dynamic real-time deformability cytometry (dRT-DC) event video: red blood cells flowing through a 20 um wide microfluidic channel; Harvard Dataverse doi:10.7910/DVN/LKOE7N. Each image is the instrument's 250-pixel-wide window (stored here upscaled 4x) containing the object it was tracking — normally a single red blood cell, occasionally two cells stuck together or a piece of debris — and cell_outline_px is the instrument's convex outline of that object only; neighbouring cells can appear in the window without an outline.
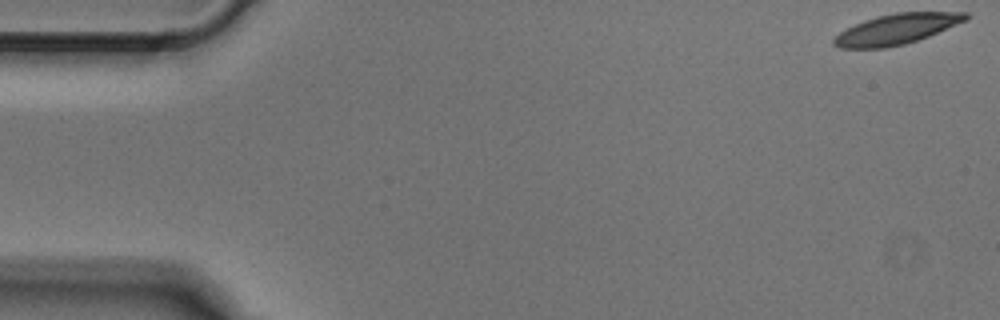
{"species": "Egyptian fruit bat (a non-hibernating species)", "species_latin": "Rousettus aegyptiacus", "temperature_condition": "cold", "stored_images_in_passage": 7, "camera_frame_rate_fps": 3000, "um_per_image_px": 0.085, "animal": {"sex": "male"}, "frame": {"image": 1, "passage_image": 1, "time_ms": 0.0, "image_size_px": [1000, 320], "cell_outline_px": [[972, 16], [968, 20], [928, 36], [904, 44], [884, 48], [840, 48], [832, 44], [832, 40], [840, 32], [864, 20], [896, 12], [968, 12]], "centroid_in_image_um": [76.25, 2.47], "position_along_channel_um": 8.8, "area_um2": 23.18}}
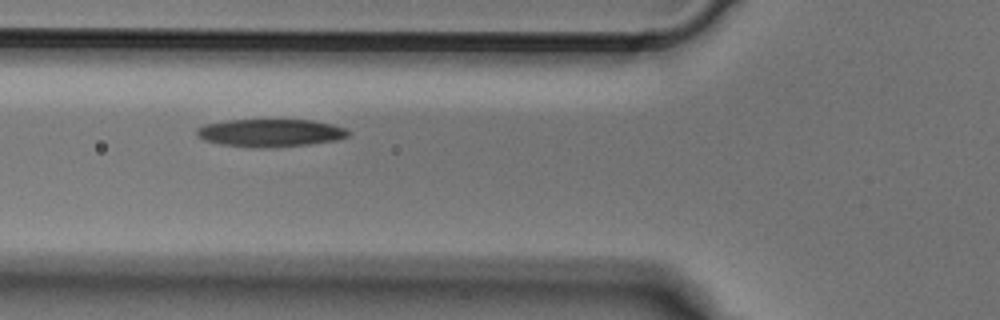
{"frame": {"image": 2, "passage_image": 6, "time_ms": 1.667, "image_size_px": [1000, 320], "cell_outline_px": [[352, 132], [348, 136], [340, 140], [308, 144], [272, 148], [252, 148], [220, 144], [204, 140], [196, 136], [196, 128], [204, 124], [228, 120], [312, 120], [332, 124], [348, 128]], "centroid_in_image_um": [23.0, 11.3], "position_along_channel_um": 102.8, "area_um2": 24.97}}
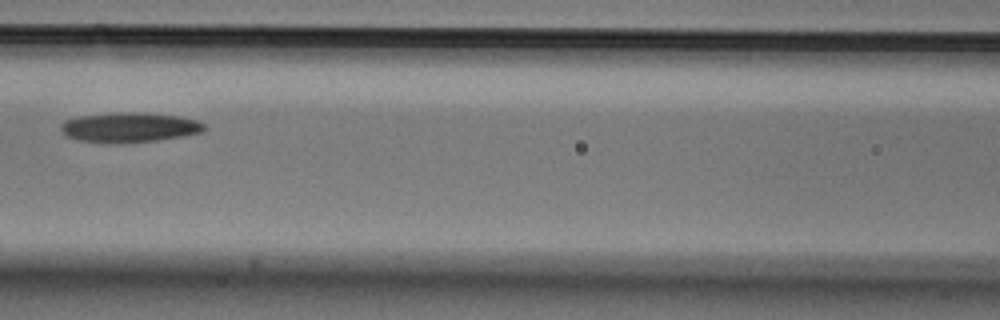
{"frame": {"image": 3, "passage_image": 7, "time_ms": 2.0, "image_size_px": [1000, 320], "cell_outline_px": [[208, 128], [204, 132], [184, 136], [156, 140], [124, 144], [104, 144], [76, 140], [64, 136], [60, 132], [60, 124], [64, 120], [80, 116], [128, 112], [144, 112], [180, 116], [196, 120], [204, 124]], "centroid_in_image_um": [10.97, 10.85], "position_along_channel_um": 155.6, "area_um2": 25.61}}